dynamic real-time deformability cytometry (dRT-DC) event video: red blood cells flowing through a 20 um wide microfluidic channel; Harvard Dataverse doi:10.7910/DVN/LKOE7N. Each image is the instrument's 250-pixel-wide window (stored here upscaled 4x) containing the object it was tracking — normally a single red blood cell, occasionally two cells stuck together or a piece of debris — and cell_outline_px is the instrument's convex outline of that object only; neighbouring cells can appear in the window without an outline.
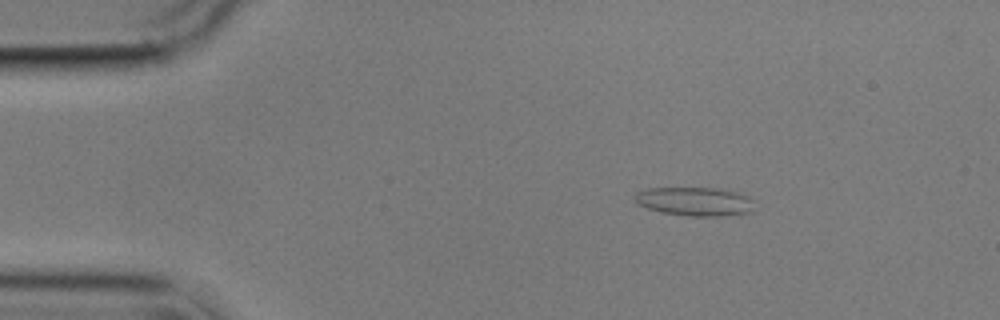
{"species": "common noctule bat (a hibernating species)", "species_latin": "Nyctalus noctula", "temperature_condition": "cold", "stored_images_in_passage": 2, "camera_frame_rate_fps": 3000, "um_per_image_px": 0.085, "animal": {"sex": "male", "body_mass_g": 17.9}, "frame": {"image": 1, "passage_image": 1, "time_ms": 0.0, "image_size_px": [1000, 320], "cell_outline_px": [[752, 212], [720, 216], [688, 216], [660, 212], [636, 204], [632, 196], [636, 192], [644, 188], [720, 188], [736, 192], [748, 196], [752, 200]], "centroid_in_image_um": [58.99, 17.12], "position_along_channel_um": 26.0, "area_um2": 20.23}}